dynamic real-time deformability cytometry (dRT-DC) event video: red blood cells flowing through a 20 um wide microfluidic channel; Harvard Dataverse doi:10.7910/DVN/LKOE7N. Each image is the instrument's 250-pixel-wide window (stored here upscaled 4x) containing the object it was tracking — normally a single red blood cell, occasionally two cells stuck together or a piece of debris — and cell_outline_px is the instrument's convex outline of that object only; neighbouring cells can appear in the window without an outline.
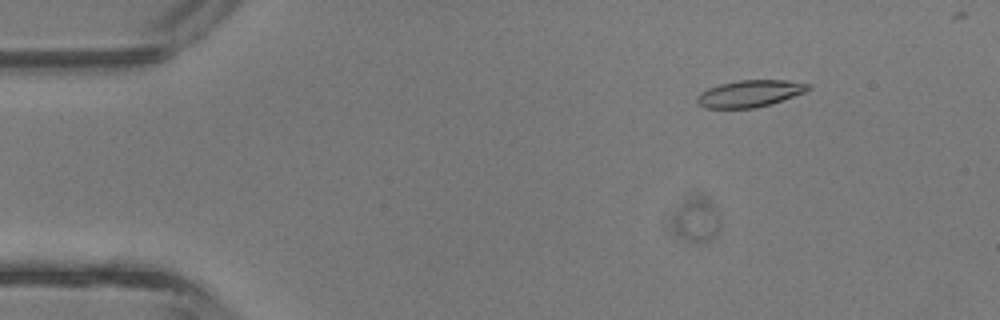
{"species": "common noctule bat (a hibernating species)", "species_latin": "Nyctalus noctula", "temperature_condition": "room temperature", "stored_images_in_passage": 32, "camera_frame_rate_fps": 3000, "um_per_image_px": 0.085, "animal": {"sex": "male", "body_mass_g": 13.3}, "frame": {"image": 1, "passage_image": 6, "time_ms": 1.667, "image_size_px": [1000, 320], "cell_outline_px": [[812, 88], [804, 92], [756, 108], [704, 108], [696, 100], [696, 96], [700, 92], [708, 88], [720, 84], [736, 80], [784, 80], [812, 84]], "centroid_in_image_um": [63.71, 7.94], "position_along_channel_um": 21.3, "area_um2": 17.28}}
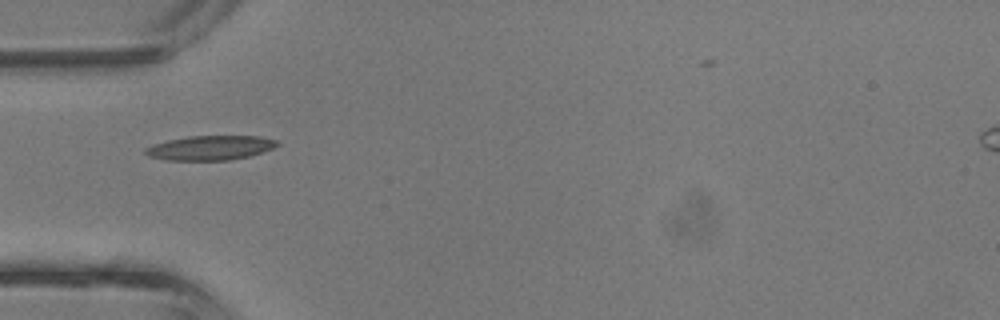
{"frame": {"image": 2, "passage_image": 14, "time_ms": 4.333, "image_size_px": [1000, 320], "cell_outline_px": [[280, 144], [272, 148], [248, 156], [228, 160], [168, 160], [148, 156], [144, 152], [144, 148], [168, 140], [188, 136], [260, 136], [276, 140]], "centroid_in_image_um": [17.86, 12.56], "position_along_channel_um": 67.1, "area_um2": 18.55}}
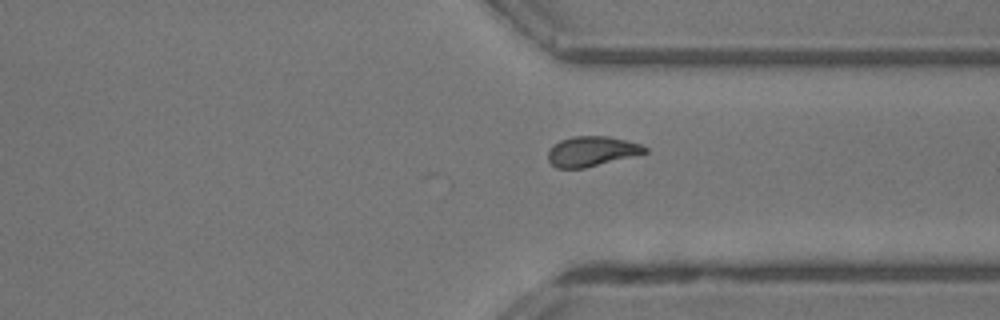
{"frame": {"image": 3, "passage_image": 32, "time_ms": 10.333, "image_size_px": [1000, 320], "cell_outline_px": [[648, 152], [636, 156], [584, 168], [556, 168], [548, 160], [548, 152], [552, 144], [560, 140], [572, 136], [608, 136], [640, 144], [648, 148]], "centroid_in_image_um": [50.29, 12.86], "position_along_channel_um": 361.1, "area_um2": 17.05}}